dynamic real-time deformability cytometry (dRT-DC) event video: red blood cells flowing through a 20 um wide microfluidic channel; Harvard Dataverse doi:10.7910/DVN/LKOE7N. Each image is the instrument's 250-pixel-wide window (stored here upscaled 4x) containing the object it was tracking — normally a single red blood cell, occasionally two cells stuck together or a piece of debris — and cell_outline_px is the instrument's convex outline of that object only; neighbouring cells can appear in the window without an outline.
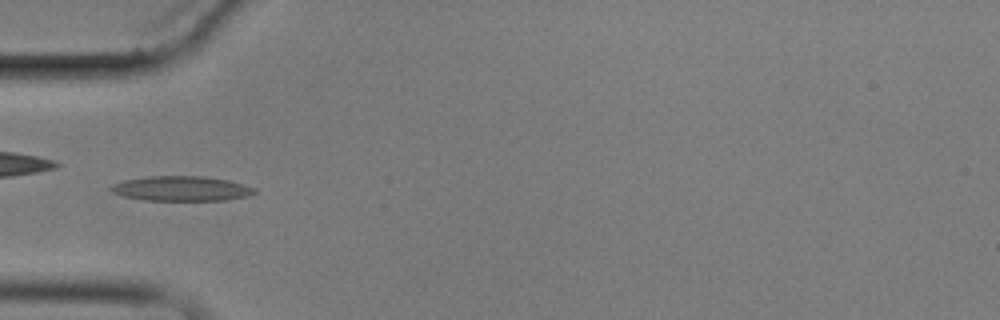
{"species": "common noctule bat (a hibernating species)", "species_latin": "Nyctalus noctula", "temperature_condition": "cold", "stored_images_in_passage": 7, "camera_frame_rate_fps": 3000, "um_per_image_px": 0.085, "animal": {"sex": "male", "body_mass_g": 17.9}, "frame": {"image": 1, "passage_image": 6, "time_ms": 5.667, "image_size_px": [1000, 320], "cell_outline_px": [[256, 192], [248, 196], [224, 200], [144, 200], [124, 196], [112, 192], [108, 188], [112, 184], [124, 180], [152, 176], [200, 176], [228, 180], [252, 188]], "centroid_in_image_um": [15.35, 16.03], "position_along_channel_um": 69.6, "area_um2": 20.46}}
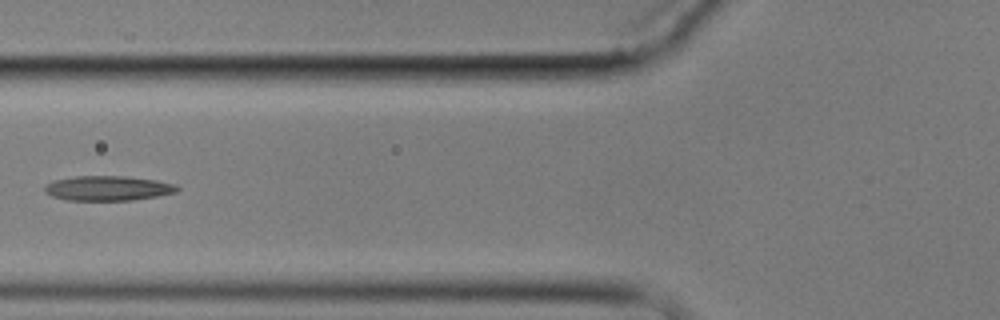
{"frame": {"image": 2, "passage_image": 7, "time_ms": 7.0, "image_size_px": [1000, 320], "cell_outline_px": [[180, 188], [176, 192], [156, 196], [132, 200], [68, 200], [52, 196], [44, 192], [44, 188], [48, 184], [56, 180], [76, 176], [124, 176], [156, 180], [176, 184]], "centroid_in_image_um": [9.2, 16.0], "position_along_channel_um": 116.6, "area_um2": 18.96}}